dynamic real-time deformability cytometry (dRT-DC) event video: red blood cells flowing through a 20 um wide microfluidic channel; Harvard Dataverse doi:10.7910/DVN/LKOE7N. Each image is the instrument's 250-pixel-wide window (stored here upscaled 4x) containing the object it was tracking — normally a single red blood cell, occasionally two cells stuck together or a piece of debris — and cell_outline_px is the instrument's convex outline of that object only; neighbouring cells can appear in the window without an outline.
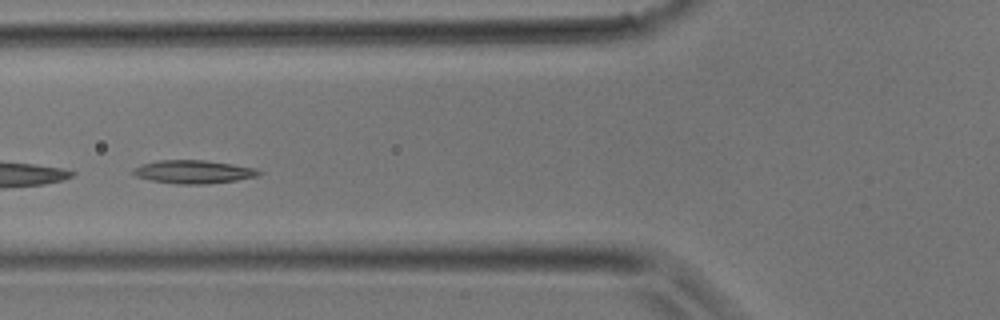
{"species": "common noctule bat (a hibernating species)", "species_latin": "Nyctalus noctula", "temperature_condition": "room temperature", "stored_images_in_passage": 30, "camera_frame_rate_fps": 3000, "um_per_image_px": 0.085, "animal": {"sex": "male", "body_mass_g": 17.9}, "frame": {"image": 1, "passage_image": 9, "time_ms": 2.667, "image_size_px": [1000, 320], "cell_outline_px": [[264, 172], [256, 176], [236, 180], [204, 184], [176, 184], [152, 180], [136, 176], [132, 172], [132, 168], [140, 164], [156, 160], [204, 160], [232, 164], [256, 168]], "centroid_in_image_um": [16.42, 14.59], "position_along_channel_um": 109.4, "area_um2": 17.05}}
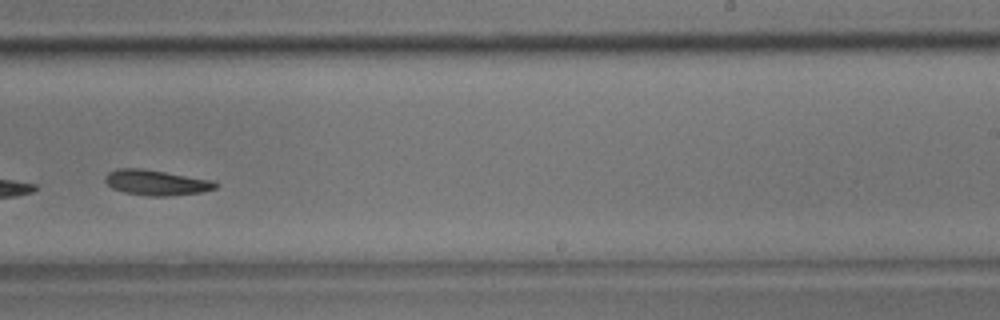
{"frame": {"image": 2, "passage_image": 18, "time_ms": 5.667, "image_size_px": [1000, 320], "cell_outline_px": [[216, 188], [204, 192], [168, 196], [148, 196], [124, 192], [112, 188], [104, 180], [108, 172], [116, 168], [140, 168], [212, 180], [216, 184]], "centroid_in_image_um": [13.25, 15.52], "position_along_channel_um": 275.7, "area_um2": 16.18}}